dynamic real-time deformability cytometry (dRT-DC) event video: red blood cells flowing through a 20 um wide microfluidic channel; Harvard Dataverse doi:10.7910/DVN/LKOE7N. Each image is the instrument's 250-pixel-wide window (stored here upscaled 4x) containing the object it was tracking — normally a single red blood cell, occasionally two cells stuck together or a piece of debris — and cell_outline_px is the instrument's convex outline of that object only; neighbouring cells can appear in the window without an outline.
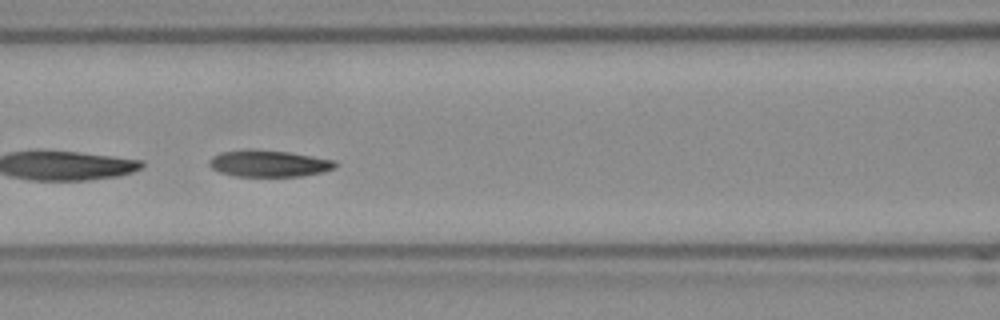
{"species": "Egyptian fruit bat (a non-hibernating species)", "species_latin": "Rousettus aegyptiacus", "temperature_condition": "room temperature", "stored_images_in_passage": 36, "camera_frame_rate_fps": 3000, "um_per_image_px": 0.085, "frame": {"image": 1, "passage_image": 21, "time_ms": 6.667, "image_size_px": [1000, 320], "cell_outline_px": [[336, 164], [332, 168], [320, 172], [304, 176], [236, 176], [220, 172], [212, 168], [208, 164], [208, 160], [212, 156], [220, 152], [288, 152], [336, 160]], "centroid_in_image_um": [22.86, 13.94], "position_along_channel_um": 143.7, "area_um2": 18.61}}